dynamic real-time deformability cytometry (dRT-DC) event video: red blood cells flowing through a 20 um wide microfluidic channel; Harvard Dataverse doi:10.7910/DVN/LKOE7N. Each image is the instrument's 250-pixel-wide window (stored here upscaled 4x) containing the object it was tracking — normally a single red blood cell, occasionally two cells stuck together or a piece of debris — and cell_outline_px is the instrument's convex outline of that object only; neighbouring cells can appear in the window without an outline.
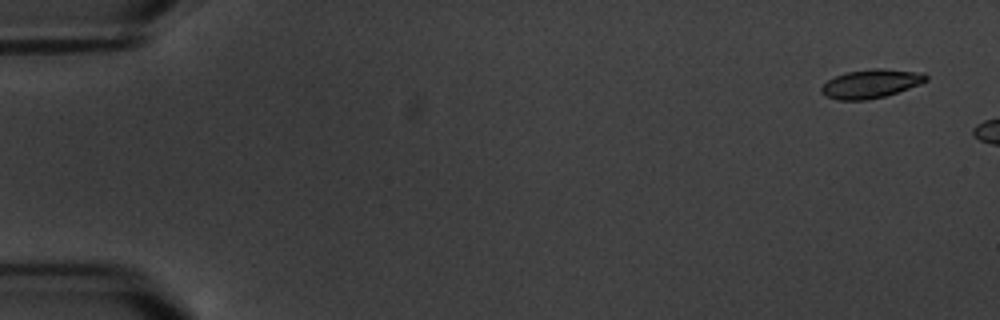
{"species": "common noctule bat (a hibernating species)", "species_latin": "Nyctalus noctula", "temperature_condition": "warm", "stored_images_in_passage": 3, "camera_frame_rate_fps": 3000, "um_per_image_px": 0.085, "animal": {"sex": "male", "body_mass_g": 20.1, "forearm_length_mm": 53.5}, "frame": {"image": 1, "passage_image": 1, "time_ms": 0.0, "image_size_px": [1000, 320], "cell_outline_px": [[928, 80], [920, 84], [884, 96], [868, 100], [840, 100], [824, 96], [820, 92], [820, 88], [828, 80], [836, 76], [848, 72], [872, 68], [880, 68], [924, 72], [928, 76]], "centroid_in_image_um": [74.03, 7.11], "position_along_channel_um": 11.0, "area_um2": 17.51}}